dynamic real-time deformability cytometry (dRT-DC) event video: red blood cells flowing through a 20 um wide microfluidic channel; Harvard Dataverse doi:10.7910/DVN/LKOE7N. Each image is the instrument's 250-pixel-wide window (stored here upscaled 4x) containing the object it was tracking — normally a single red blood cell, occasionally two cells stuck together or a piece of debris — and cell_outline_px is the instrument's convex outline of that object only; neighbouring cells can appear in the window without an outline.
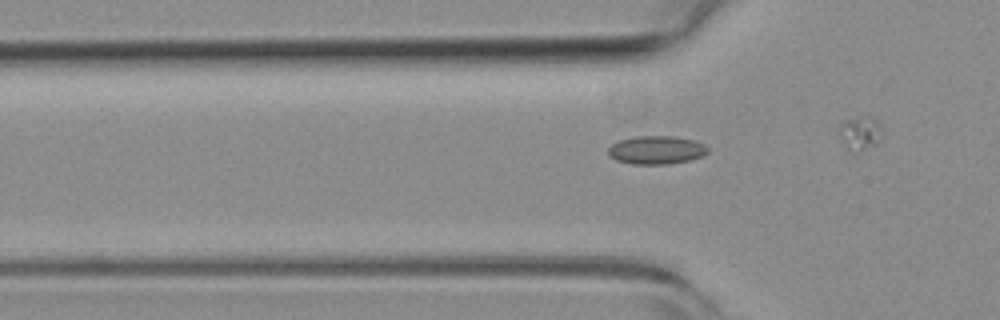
{"species": "common noctule bat (a hibernating species)", "species_latin": "Nyctalus noctula", "temperature_condition": "room temperature", "stored_images_in_passage": 43, "camera_frame_rate_fps": 3000, "um_per_image_px": 0.085, "animal": {"sex": "female", "body_mass_g": 19.3, "forearm_length_mm": 54.1}, "frame": {"image": 1, "passage_image": 18, "time_ms": 5.667, "image_size_px": [1000, 320], "cell_outline_px": [[708, 152], [700, 156], [688, 160], [668, 164], [632, 164], [616, 160], [608, 156], [608, 148], [612, 144], [620, 140], [636, 136], [676, 136], [692, 140], [704, 144], [708, 148]], "centroid_in_image_um": [55.76, 12.75], "position_along_channel_um": 70.0, "area_um2": 16.36}}
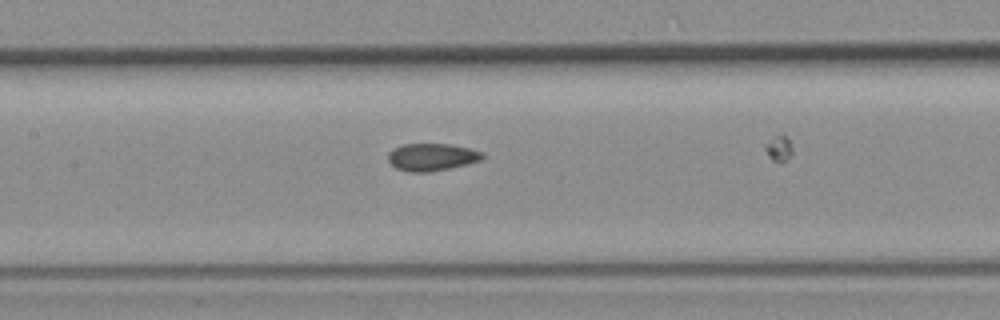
{"frame": {"image": 2, "passage_image": 26, "time_ms": 8.333, "image_size_px": [1000, 320], "cell_outline_px": [[484, 156], [480, 160], [448, 168], [428, 172], [412, 172], [396, 168], [388, 160], [388, 152], [400, 144], [448, 144], [468, 148], [484, 152]], "centroid_in_image_um": [36.67, 13.33], "position_along_channel_um": 170.7, "area_um2": 14.85}}
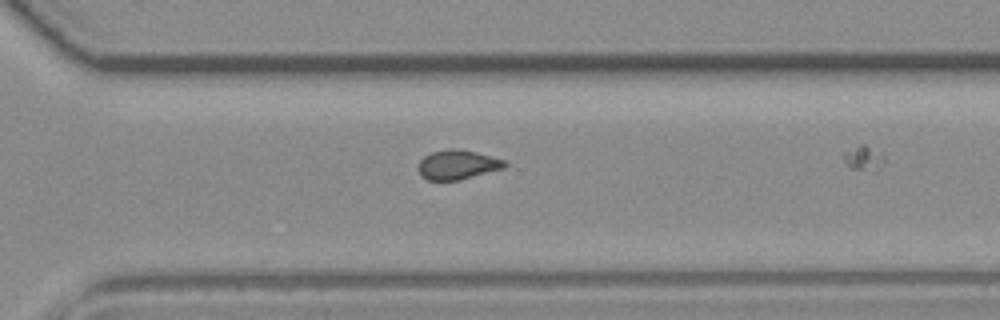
{"frame": {"image": 3, "passage_image": 39, "time_ms": 12.667, "image_size_px": [1000, 320], "cell_outline_px": [[508, 164], [504, 168], [460, 180], [428, 180], [420, 176], [416, 168], [420, 160], [424, 156], [432, 152], [452, 148], [476, 152], [504, 160]], "centroid_in_image_um": [38.85, 14.01], "position_along_channel_um": 331.8, "area_um2": 14.85}}